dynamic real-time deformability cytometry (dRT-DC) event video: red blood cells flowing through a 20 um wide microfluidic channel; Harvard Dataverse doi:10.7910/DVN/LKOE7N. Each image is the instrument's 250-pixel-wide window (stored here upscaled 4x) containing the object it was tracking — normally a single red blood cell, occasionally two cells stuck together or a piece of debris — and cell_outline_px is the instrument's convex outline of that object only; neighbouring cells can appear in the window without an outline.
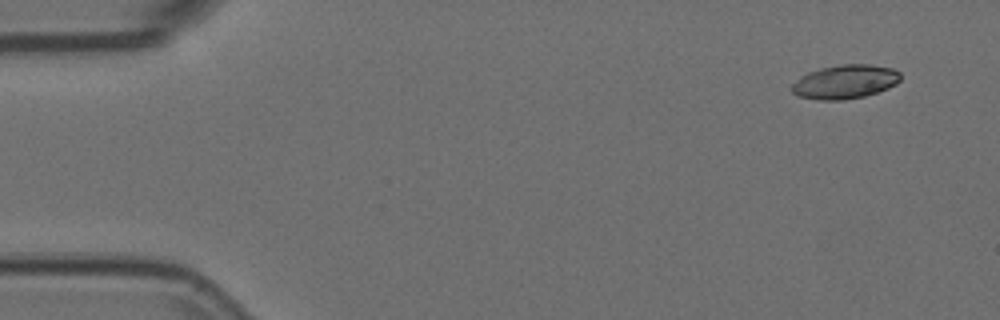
{"species": "Egyptian fruit bat (a non-hibernating species)", "species_latin": "Rousettus aegyptiacus", "temperature_condition": "room temperature", "stored_images_in_passage": 10, "camera_frame_rate_fps": 3000, "um_per_image_px": 0.085, "animal": {"sex": "female"}, "frame": {"image": 1, "passage_image": 1, "time_ms": 0.0, "image_size_px": [1000, 320], "cell_outline_px": [[900, 80], [896, 84], [888, 88], [864, 96], [844, 100], [820, 100], [800, 96], [792, 92], [788, 88], [800, 76], [808, 72], [820, 68], [840, 64], [868, 64], [892, 68], [900, 72]], "centroid_in_image_um": [71.8, 6.94], "position_along_channel_um": 13.2, "area_um2": 21.56}}
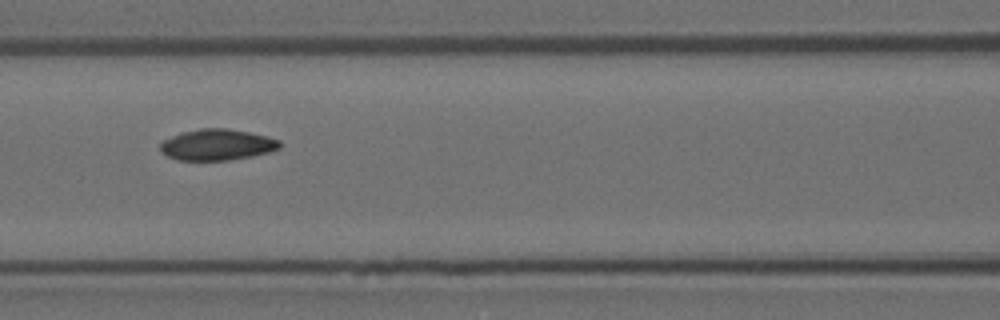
{"frame": {"image": 2, "passage_image": 6, "time_ms": 1.667, "image_size_px": [1000, 320], "cell_outline_px": [[280, 148], [268, 152], [252, 156], [228, 160], [176, 160], [168, 156], [160, 148], [160, 140], [180, 132], [200, 128], [228, 128], [248, 132], [280, 140]], "centroid_in_image_um": [18.41, 12.29], "position_along_channel_um": 148.2, "area_um2": 21.68}}
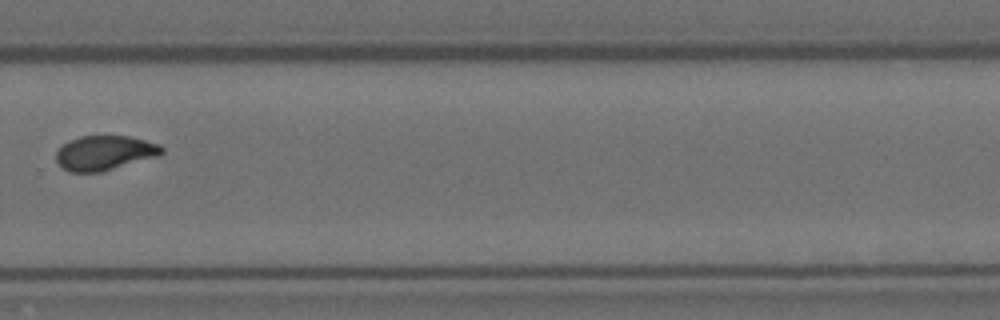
{"frame": {"image": 3, "passage_image": 10, "time_ms": 3.0, "image_size_px": [1000, 320], "cell_outline_px": [[164, 152], [160, 156], [100, 172], [68, 172], [60, 168], [56, 160], [56, 152], [60, 144], [68, 140], [80, 136], [132, 136], [160, 144], [164, 148]], "centroid_in_image_um": [8.88, 12.99], "position_along_channel_um": 320.9, "area_um2": 21.79}}